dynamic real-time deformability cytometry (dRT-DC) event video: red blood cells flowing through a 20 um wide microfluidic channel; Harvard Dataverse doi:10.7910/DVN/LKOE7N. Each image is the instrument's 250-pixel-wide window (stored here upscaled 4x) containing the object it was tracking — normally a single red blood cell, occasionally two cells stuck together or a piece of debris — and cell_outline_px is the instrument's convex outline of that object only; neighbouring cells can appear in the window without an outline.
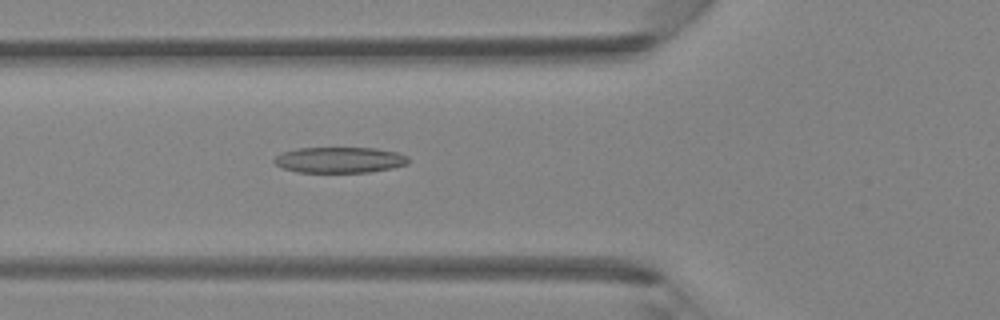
{"species": "Egyptian fruit bat (a non-hibernating species)", "species_latin": "Rousettus aegyptiacus", "temperature_condition": "room temperature", "stored_images_in_passage": 21, "camera_frame_rate_fps": 3000, "um_per_image_px": 0.085, "animal": {"sex": "female"}, "frame": {"image": 1, "passage_image": 5, "time_ms": 1.333, "image_size_px": [1000, 320], "cell_outline_px": [[408, 164], [392, 168], [368, 172], [296, 172], [280, 168], [272, 160], [276, 156], [284, 152], [296, 148], [376, 148], [396, 152], [408, 156]], "centroid_in_image_um": [28.85, 13.59], "position_along_channel_um": 97.0, "area_um2": 20.23}}
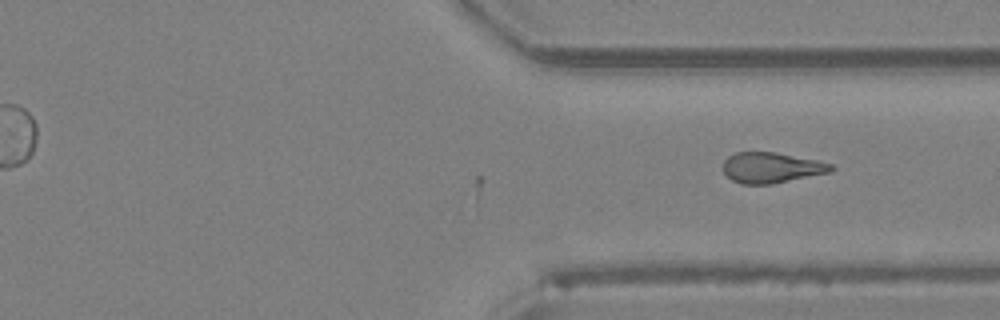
{"frame": {"image": 2, "passage_image": 21, "time_ms": 6.667, "image_size_px": [1000, 320], "cell_outline_px": [[836, 168], [832, 172], [772, 184], [740, 184], [732, 180], [724, 172], [724, 160], [728, 156], [736, 152], [776, 152], [816, 160], [832, 164]], "centroid_in_image_um": [65.6, 14.25], "position_along_channel_um": 345.8, "area_um2": 19.31}}